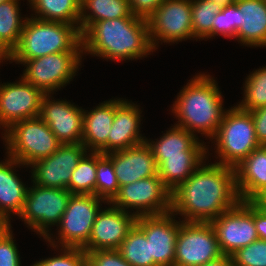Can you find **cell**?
Listing matches in <instances>:
<instances>
[{
	"instance_id": "6da1fadb",
	"label": "cell",
	"mask_w": 266,
	"mask_h": 266,
	"mask_svg": "<svg viewBox=\"0 0 266 266\" xmlns=\"http://www.w3.org/2000/svg\"><path fill=\"white\" fill-rule=\"evenodd\" d=\"M204 163L171 193V212L184 222H210L241 201L235 168Z\"/></svg>"
},
{
	"instance_id": "7a4b0ae2",
	"label": "cell",
	"mask_w": 266,
	"mask_h": 266,
	"mask_svg": "<svg viewBox=\"0 0 266 266\" xmlns=\"http://www.w3.org/2000/svg\"><path fill=\"white\" fill-rule=\"evenodd\" d=\"M81 36L83 54L111 61L140 59L154 52L147 19L138 16L97 21Z\"/></svg>"
},
{
	"instance_id": "3957f363",
	"label": "cell",
	"mask_w": 266,
	"mask_h": 266,
	"mask_svg": "<svg viewBox=\"0 0 266 266\" xmlns=\"http://www.w3.org/2000/svg\"><path fill=\"white\" fill-rule=\"evenodd\" d=\"M179 93L172 107L178 118L175 125L194 135L197 132L207 136L212 141L226 112L217 82L209 74L200 73L193 76Z\"/></svg>"
},
{
	"instance_id": "277c9868",
	"label": "cell",
	"mask_w": 266,
	"mask_h": 266,
	"mask_svg": "<svg viewBox=\"0 0 266 266\" xmlns=\"http://www.w3.org/2000/svg\"><path fill=\"white\" fill-rule=\"evenodd\" d=\"M83 51L75 25L27 17L17 48L6 59L30 60L58 52Z\"/></svg>"
},
{
	"instance_id": "5b68a950",
	"label": "cell",
	"mask_w": 266,
	"mask_h": 266,
	"mask_svg": "<svg viewBox=\"0 0 266 266\" xmlns=\"http://www.w3.org/2000/svg\"><path fill=\"white\" fill-rule=\"evenodd\" d=\"M213 139V143H216L215 152L220 160L215 163L232 168L260 147L251 113L243 111L237 105L226 110Z\"/></svg>"
},
{
	"instance_id": "8992f818",
	"label": "cell",
	"mask_w": 266,
	"mask_h": 266,
	"mask_svg": "<svg viewBox=\"0 0 266 266\" xmlns=\"http://www.w3.org/2000/svg\"><path fill=\"white\" fill-rule=\"evenodd\" d=\"M3 135L8 156L27 167L52 155L62 144L39 116L13 124Z\"/></svg>"
},
{
	"instance_id": "52a82bcc",
	"label": "cell",
	"mask_w": 266,
	"mask_h": 266,
	"mask_svg": "<svg viewBox=\"0 0 266 266\" xmlns=\"http://www.w3.org/2000/svg\"><path fill=\"white\" fill-rule=\"evenodd\" d=\"M71 193L68 189L43 187L33 183L28 188L20 219L27 227L41 235L50 247H59L50 236L49 228L60 223Z\"/></svg>"
},
{
	"instance_id": "ba28073f",
	"label": "cell",
	"mask_w": 266,
	"mask_h": 266,
	"mask_svg": "<svg viewBox=\"0 0 266 266\" xmlns=\"http://www.w3.org/2000/svg\"><path fill=\"white\" fill-rule=\"evenodd\" d=\"M83 51L58 52L30 60H11L26 66L22 77L44 94L66 86L81 66ZM53 92V93H52Z\"/></svg>"
},
{
	"instance_id": "9c48e42d",
	"label": "cell",
	"mask_w": 266,
	"mask_h": 266,
	"mask_svg": "<svg viewBox=\"0 0 266 266\" xmlns=\"http://www.w3.org/2000/svg\"><path fill=\"white\" fill-rule=\"evenodd\" d=\"M171 191L159 175L135 181L119 187L118 193L107 203L129 212L135 209L136 217L161 215L171 212ZM128 209V210H127Z\"/></svg>"
},
{
	"instance_id": "30bf717a",
	"label": "cell",
	"mask_w": 266,
	"mask_h": 266,
	"mask_svg": "<svg viewBox=\"0 0 266 266\" xmlns=\"http://www.w3.org/2000/svg\"><path fill=\"white\" fill-rule=\"evenodd\" d=\"M223 256L210 222L180 221L174 266H201Z\"/></svg>"
},
{
	"instance_id": "8fae6325",
	"label": "cell",
	"mask_w": 266,
	"mask_h": 266,
	"mask_svg": "<svg viewBox=\"0 0 266 266\" xmlns=\"http://www.w3.org/2000/svg\"><path fill=\"white\" fill-rule=\"evenodd\" d=\"M104 201L96 195L71 194L67 208L57 225V244L59 242L62 248H83L89 241L92 226Z\"/></svg>"
},
{
	"instance_id": "7c38bea8",
	"label": "cell",
	"mask_w": 266,
	"mask_h": 266,
	"mask_svg": "<svg viewBox=\"0 0 266 266\" xmlns=\"http://www.w3.org/2000/svg\"><path fill=\"white\" fill-rule=\"evenodd\" d=\"M191 16V0H164L147 18L153 50L155 51L162 40L164 43H177L194 38Z\"/></svg>"
},
{
	"instance_id": "4fadbf2b",
	"label": "cell",
	"mask_w": 266,
	"mask_h": 266,
	"mask_svg": "<svg viewBox=\"0 0 266 266\" xmlns=\"http://www.w3.org/2000/svg\"><path fill=\"white\" fill-rule=\"evenodd\" d=\"M210 223L223 255L231 256L238 249L259 239L254 224L252 201H240Z\"/></svg>"
},
{
	"instance_id": "5bb4252c",
	"label": "cell",
	"mask_w": 266,
	"mask_h": 266,
	"mask_svg": "<svg viewBox=\"0 0 266 266\" xmlns=\"http://www.w3.org/2000/svg\"><path fill=\"white\" fill-rule=\"evenodd\" d=\"M44 93L23 77L0 85V126L6 131L13 124L40 115Z\"/></svg>"
},
{
	"instance_id": "9a60e30c",
	"label": "cell",
	"mask_w": 266,
	"mask_h": 266,
	"mask_svg": "<svg viewBox=\"0 0 266 266\" xmlns=\"http://www.w3.org/2000/svg\"><path fill=\"white\" fill-rule=\"evenodd\" d=\"M86 152L82 143L61 144L52 155L30 165L32 182L43 187L67 189L73 170Z\"/></svg>"
},
{
	"instance_id": "2e32d148",
	"label": "cell",
	"mask_w": 266,
	"mask_h": 266,
	"mask_svg": "<svg viewBox=\"0 0 266 266\" xmlns=\"http://www.w3.org/2000/svg\"><path fill=\"white\" fill-rule=\"evenodd\" d=\"M174 213L139 216L136 225L149 240L150 257L158 266H174L176 239L180 221Z\"/></svg>"
},
{
	"instance_id": "e0dca14e",
	"label": "cell",
	"mask_w": 266,
	"mask_h": 266,
	"mask_svg": "<svg viewBox=\"0 0 266 266\" xmlns=\"http://www.w3.org/2000/svg\"><path fill=\"white\" fill-rule=\"evenodd\" d=\"M101 209L92 226L85 252L118 249L136 223V215L111 206Z\"/></svg>"
},
{
	"instance_id": "ac0fdd59",
	"label": "cell",
	"mask_w": 266,
	"mask_h": 266,
	"mask_svg": "<svg viewBox=\"0 0 266 266\" xmlns=\"http://www.w3.org/2000/svg\"><path fill=\"white\" fill-rule=\"evenodd\" d=\"M50 95L44 94L39 117L62 144L82 143L84 109Z\"/></svg>"
},
{
	"instance_id": "d6986e66",
	"label": "cell",
	"mask_w": 266,
	"mask_h": 266,
	"mask_svg": "<svg viewBox=\"0 0 266 266\" xmlns=\"http://www.w3.org/2000/svg\"><path fill=\"white\" fill-rule=\"evenodd\" d=\"M107 155L113 162L119 186L158 175V166L147 142Z\"/></svg>"
},
{
	"instance_id": "ffe728a7",
	"label": "cell",
	"mask_w": 266,
	"mask_h": 266,
	"mask_svg": "<svg viewBox=\"0 0 266 266\" xmlns=\"http://www.w3.org/2000/svg\"><path fill=\"white\" fill-rule=\"evenodd\" d=\"M141 110L128 100L116 99L115 116L108 134V153L146 142L140 134Z\"/></svg>"
},
{
	"instance_id": "44dd1931",
	"label": "cell",
	"mask_w": 266,
	"mask_h": 266,
	"mask_svg": "<svg viewBox=\"0 0 266 266\" xmlns=\"http://www.w3.org/2000/svg\"><path fill=\"white\" fill-rule=\"evenodd\" d=\"M95 109L84 110L82 144L88 152L108 153V134L115 116L116 99L104 101Z\"/></svg>"
},
{
	"instance_id": "7402d4cb",
	"label": "cell",
	"mask_w": 266,
	"mask_h": 266,
	"mask_svg": "<svg viewBox=\"0 0 266 266\" xmlns=\"http://www.w3.org/2000/svg\"><path fill=\"white\" fill-rule=\"evenodd\" d=\"M6 156L7 159L0 162V217L10 225V214H21L29 187L25 186L14 171L16 166L20 167L22 164Z\"/></svg>"
},
{
	"instance_id": "603a6c76",
	"label": "cell",
	"mask_w": 266,
	"mask_h": 266,
	"mask_svg": "<svg viewBox=\"0 0 266 266\" xmlns=\"http://www.w3.org/2000/svg\"><path fill=\"white\" fill-rule=\"evenodd\" d=\"M236 187L241 201H253L266 189V146L254 149L235 167Z\"/></svg>"
},
{
	"instance_id": "cb8c5ba5",
	"label": "cell",
	"mask_w": 266,
	"mask_h": 266,
	"mask_svg": "<svg viewBox=\"0 0 266 266\" xmlns=\"http://www.w3.org/2000/svg\"><path fill=\"white\" fill-rule=\"evenodd\" d=\"M240 28L236 40L250 47H266V0H235Z\"/></svg>"
},
{
	"instance_id": "d4e9b609",
	"label": "cell",
	"mask_w": 266,
	"mask_h": 266,
	"mask_svg": "<svg viewBox=\"0 0 266 266\" xmlns=\"http://www.w3.org/2000/svg\"><path fill=\"white\" fill-rule=\"evenodd\" d=\"M207 152H183V155L154 156L158 175L172 192L203 163ZM206 156V157H205Z\"/></svg>"
},
{
	"instance_id": "484cf974",
	"label": "cell",
	"mask_w": 266,
	"mask_h": 266,
	"mask_svg": "<svg viewBox=\"0 0 266 266\" xmlns=\"http://www.w3.org/2000/svg\"><path fill=\"white\" fill-rule=\"evenodd\" d=\"M170 129L156 142L146 139L153 156L183 155V152H208L205 143L199 142L196 135L177 125Z\"/></svg>"
},
{
	"instance_id": "4316f807",
	"label": "cell",
	"mask_w": 266,
	"mask_h": 266,
	"mask_svg": "<svg viewBox=\"0 0 266 266\" xmlns=\"http://www.w3.org/2000/svg\"><path fill=\"white\" fill-rule=\"evenodd\" d=\"M20 0H9L0 4V55L7 59L17 48L21 32L27 21L22 19Z\"/></svg>"
},
{
	"instance_id": "83f0119b",
	"label": "cell",
	"mask_w": 266,
	"mask_h": 266,
	"mask_svg": "<svg viewBox=\"0 0 266 266\" xmlns=\"http://www.w3.org/2000/svg\"><path fill=\"white\" fill-rule=\"evenodd\" d=\"M123 17H135L131 14L129 0H81L79 30L82 35L97 21Z\"/></svg>"
},
{
	"instance_id": "f1b7e54d",
	"label": "cell",
	"mask_w": 266,
	"mask_h": 266,
	"mask_svg": "<svg viewBox=\"0 0 266 266\" xmlns=\"http://www.w3.org/2000/svg\"><path fill=\"white\" fill-rule=\"evenodd\" d=\"M35 18L75 25L79 29L81 0H29Z\"/></svg>"
},
{
	"instance_id": "f546056e",
	"label": "cell",
	"mask_w": 266,
	"mask_h": 266,
	"mask_svg": "<svg viewBox=\"0 0 266 266\" xmlns=\"http://www.w3.org/2000/svg\"><path fill=\"white\" fill-rule=\"evenodd\" d=\"M117 250L131 266H158L150 257L149 240L136 224Z\"/></svg>"
},
{
	"instance_id": "4dcf8cb0",
	"label": "cell",
	"mask_w": 266,
	"mask_h": 266,
	"mask_svg": "<svg viewBox=\"0 0 266 266\" xmlns=\"http://www.w3.org/2000/svg\"><path fill=\"white\" fill-rule=\"evenodd\" d=\"M86 152L73 170L68 191L71 194L95 195L96 152Z\"/></svg>"
},
{
	"instance_id": "1f68e13d",
	"label": "cell",
	"mask_w": 266,
	"mask_h": 266,
	"mask_svg": "<svg viewBox=\"0 0 266 266\" xmlns=\"http://www.w3.org/2000/svg\"><path fill=\"white\" fill-rule=\"evenodd\" d=\"M119 184L114 165L107 154L96 152L95 195L109 203L118 193Z\"/></svg>"
},
{
	"instance_id": "d6a6232c",
	"label": "cell",
	"mask_w": 266,
	"mask_h": 266,
	"mask_svg": "<svg viewBox=\"0 0 266 266\" xmlns=\"http://www.w3.org/2000/svg\"><path fill=\"white\" fill-rule=\"evenodd\" d=\"M244 97L237 106L243 111H253L266 106V66L245 78Z\"/></svg>"
},
{
	"instance_id": "836d02e7",
	"label": "cell",
	"mask_w": 266,
	"mask_h": 266,
	"mask_svg": "<svg viewBox=\"0 0 266 266\" xmlns=\"http://www.w3.org/2000/svg\"><path fill=\"white\" fill-rule=\"evenodd\" d=\"M191 10L194 38L210 39L213 37V20L222 8L213 2L191 0Z\"/></svg>"
},
{
	"instance_id": "e575fe53",
	"label": "cell",
	"mask_w": 266,
	"mask_h": 266,
	"mask_svg": "<svg viewBox=\"0 0 266 266\" xmlns=\"http://www.w3.org/2000/svg\"><path fill=\"white\" fill-rule=\"evenodd\" d=\"M233 266H266V241L256 240L231 255Z\"/></svg>"
},
{
	"instance_id": "d590c367",
	"label": "cell",
	"mask_w": 266,
	"mask_h": 266,
	"mask_svg": "<svg viewBox=\"0 0 266 266\" xmlns=\"http://www.w3.org/2000/svg\"><path fill=\"white\" fill-rule=\"evenodd\" d=\"M239 28V9L234 3L216 14L213 20V37L219 34L236 39V33Z\"/></svg>"
},
{
	"instance_id": "8d00e7d4",
	"label": "cell",
	"mask_w": 266,
	"mask_h": 266,
	"mask_svg": "<svg viewBox=\"0 0 266 266\" xmlns=\"http://www.w3.org/2000/svg\"><path fill=\"white\" fill-rule=\"evenodd\" d=\"M60 251V255L36 261L31 266H87L86 252L82 248L61 247Z\"/></svg>"
},
{
	"instance_id": "74e56055",
	"label": "cell",
	"mask_w": 266,
	"mask_h": 266,
	"mask_svg": "<svg viewBox=\"0 0 266 266\" xmlns=\"http://www.w3.org/2000/svg\"><path fill=\"white\" fill-rule=\"evenodd\" d=\"M12 232L10 224L0 233V266H21L20 253Z\"/></svg>"
},
{
	"instance_id": "f35d334b",
	"label": "cell",
	"mask_w": 266,
	"mask_h": 266,
	"mask_svg": "<svg viewBox=\"0 0 266 266\" xmlns=\"http://www.w3.org/2000/svg\"><path fill=\"white\" fill-rule=\"evenodd\" d=\"M87 266H131L117 249L86 252Z\"/></svg>"
},
{
	"instance_id": "ab89813d",
	"label": "cell",
	"mask_w": 266,
	"mask_h": 266,
	"mask_svg": "<svg viewBox=\"0 0 266 266\" xmlns=\"http://www.w3.org/2000/svg\"><path fill=\"white\" fill-rule=\"evenodd\" d=\"M164 0H129L132 15L147 19Z\"/></svg>"
},
{
	"instance_id": "60d3db41",
	"label": "cell",
	"mask_w": 266,
	"mask_h": 266,
	"mask_svg": "<svg viewBox=\"0 0 266 266\" xmlns=\"http://www.w3.org/2000/svg\"><path fill=\"white\" fill-rule=\"evenodd\" d=\"M256 138L260 146H266V106L250 111Z\"/></svg>"
},
{
	"instance_id": "b9f144b4",
	"label": "cell",
	"mask_w": 266,
	"mask_h": 266,
	"mask_svg": "<svg viewBox=\"0 0 266 266\" xmlns=\"http://www.w3.org/2000/svg\"><path fill=\"white\" fill-rule=\"evenodd\" d=\"M253 217L259 240L266 241V209L258 207L253 202Z\"/></svg>"
},
{
	"instance_id": "7bdbcfd3",
	"label": "cell",
	"mask_w": 266,
	"mask_h": 266,
	"mask_svg": "<svg viewBox=\"0 0 266 266\" xmlns=\"http://www.w3.org/2000/svg\"><path fill=\"white\" fill-rule=\"evenodd\" d=\"M201 266H233V262L231 256L223 255L220 258L207 262L206 264Z\"/></svg>"
},
{
	"instance_id": "ee69618b",
	"label": "cell",
	"mask_w": 266,
	"mask_h": 266,
	"mask_svg": "<svg viewBox=\"0 0 266 266\" xmlns=\"http://www.w3.org/2000/svg\"><path fill=\"white\" fill-rule=\"evenodd\" d=\"M252 202L258 207L266 209V189L263 190Z\"/></svg>"
},
{
	"instance_id": "f6af8a7d",
	"label": "cell",
	"mask_w": 266,
	"mask_h": 266,
	"mask_svg": "<svg viewBox=\"0 0 266 266\" xmlns=\"http://www.w3.org/2000/svg\"><path fill=\"white\" fill-rule=\"evenodd\" d=\"M217 4L222 9L235 3V0H203Z\"/></svg>"
},
{
	"instance_id": "bcb514c9",
	"label": "cell",
	"mask_w": 266,
	"mask_h": 266,
	"mask_svg": "<svg viewBox=\"0 0 266 266\" xmlns=\"http://www.w3.org/2000/svg\"><path fill=\"white\" fill-rule=\"evenodd\" d=\"M7 222H0V233L8 226Z\"/></svg>"
},
{
	"instance_id": "7dc6e473",
	"label": "cell",
	"mask_w": 266,
	"mask_h": 266,
	"mask_svg": "<svg viewBox=\"0 0 266 266\" xmlns=\"http://www.w3.org/2000/svg\"><path fill=\"white\" fill-rule=\"evenodd\" d=\"M2 60H6V59H4V58L0 55V63L3 62Z\"/></svg>"
},
{
	"instance_id": "c3c4849f",
	"label": "cell",
	"mask_w": 266,
	"mask_h": 266,
	"mask_svg": "<svg viewBox=\"0 0 266 266\" xmlns=\"http://www.w3.org/2000/svg\"><path fill=\"white\" fill-rule=\"evenodd\" d=\"M5 1H9V0H0V4H1L2 2H5Z\"/></svg>"
},
{
	"instance_id": "681fc988",
	"label": "cell",
	"mask_w": 266,
	"mask_h": 266,
	"mask_svg": "<svg viewBox=\"0 0 266 266\" xmlns=\"http://www.w3.org/2000/svg\"><path fill=\"white\" fill-rule=\"evenodd\" d=\"M0 222H6L5 220H3L1 217H0Z\"/></svg>"
}]
</instances>
